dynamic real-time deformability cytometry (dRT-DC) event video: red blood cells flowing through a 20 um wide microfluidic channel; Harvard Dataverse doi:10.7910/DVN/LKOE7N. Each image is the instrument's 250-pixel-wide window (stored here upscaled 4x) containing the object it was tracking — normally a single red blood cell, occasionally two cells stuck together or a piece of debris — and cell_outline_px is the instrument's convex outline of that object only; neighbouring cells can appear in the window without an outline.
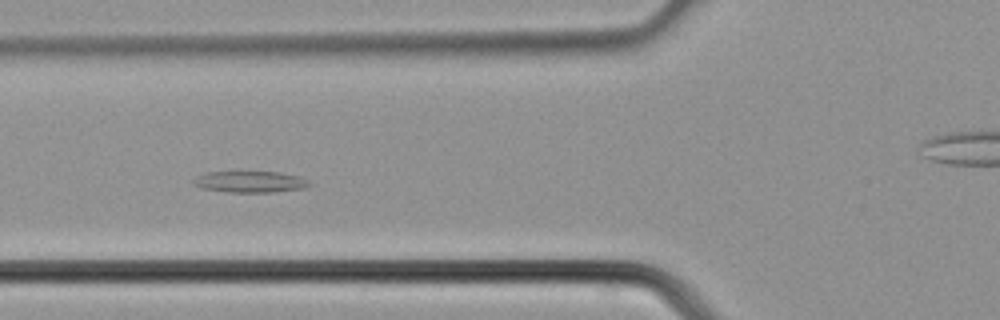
{"species": "common noctule bat (a hibernating species)", "species_latin": "Nyctalus noctula", "temperature_condition": "cold", "stored_images_in_passage": 38, "camera_frame_rate_fps": 3000, "um_per_image_px": 0.085, "animal": {"sex": "male", "body_mass_g": 21.5, "forearm_length_mm": 52.0}, "frame": {"image": 1, "passage_image": 14, "time_ms": 4.333, "image_size_px": [1000, 320], "cell_outline_px": [[312, 184], [304, 188], [272, 192], [228, 192], [200, 188], [192, 184], [192, 180], [208, 172], [280, 172], [300, 176], [308, 180]], "centroid_in_image_um": [21.28, 15.45], "position_along_channel_um": 104.5, "area_um2": 14.39}}
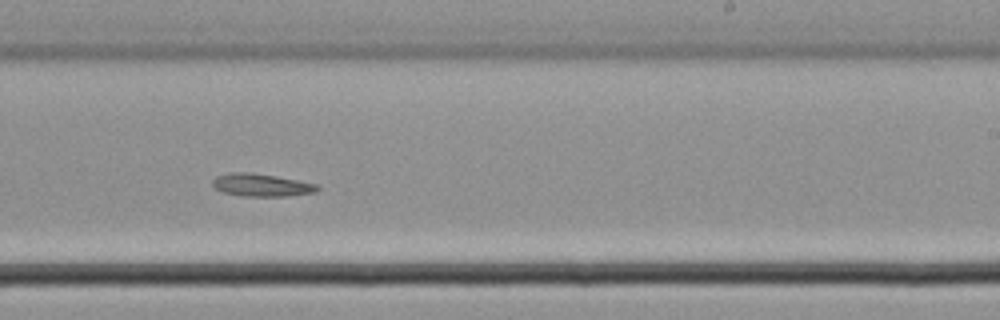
{"frame": {"image": 2, "passage_image": 23, "time_ms": 7.333, "image_size_px": [1000, 320], "cell_outline_px": [[320, 188], [316, 192], [288, 196], [244, 196], [220, 192], [212, 184], [212, 180], [216, 176], [228, 172], [252, 172], [276, 176], [316, 184]], "centroid_in_image_um": [22.18, 15.72], "position_along_channel_um": 266.8, "area_um2": 13.93}}
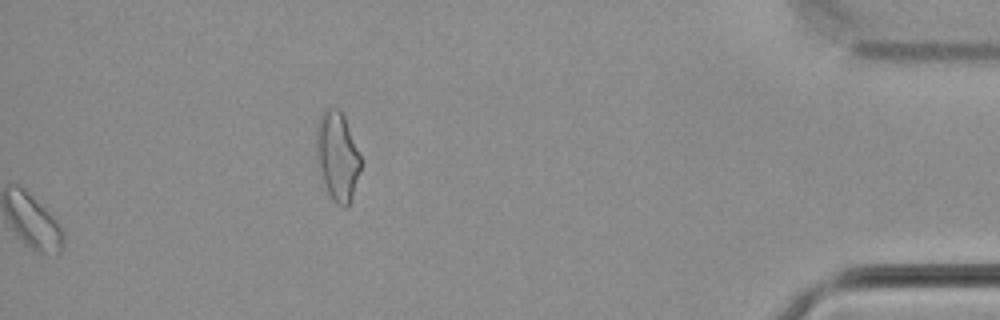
{"frame": {"image": 3, "passage_image": 38, "time_ms": 12.333, "image_size_px": [1000, 320], "cell_outline_px": [[360, 168], [348, 204], [344, 208], [336, 204], [332, 200], [324, 184], [316, 164], [316, 124], [324, 108], [340, 108], [344, 116], [360, 156]], "centroid_in_image_um": [28.62, 13.23], "position_along_channel_um": 406.6, "area_um2": 22.83}}